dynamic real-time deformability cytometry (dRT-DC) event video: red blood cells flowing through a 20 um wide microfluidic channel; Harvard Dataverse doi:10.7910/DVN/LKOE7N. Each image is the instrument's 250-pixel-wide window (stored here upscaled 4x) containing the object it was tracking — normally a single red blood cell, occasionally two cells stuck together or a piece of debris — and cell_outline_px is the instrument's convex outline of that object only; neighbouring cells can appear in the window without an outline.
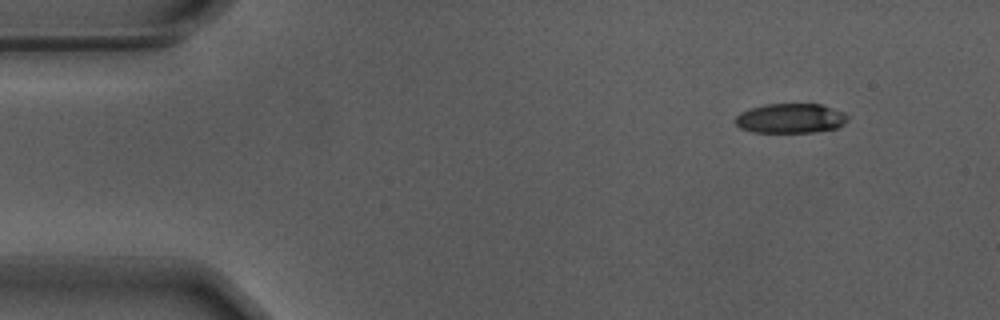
{"species": "Egyptian fruit bat (a non-hibernating species)", "species_latin": "Rousettus aegyptiacus", "temperature_condition": "warm", "stored_images_in_passage": 51, "camera_frame_rate_fps": 3000, "um_per_image_px": 0.085, "animal": {"sex": "male"}, "frame": {"image": 1, "passage_image": 1, "time_ms": 0.0, "image_size_px": [1000, 320], "cell_outline_px": [[848, 120], [844, 124], [836, 128], [812, 132], [752, 132], [740, 128], [736, 124], [736, 116], [740, 112], [764, 104], [820, 104], [844, 112], [848, 116]], "centroid_in_image_um": [67.2, 10.06], "position_along_channel_um": 17.8, "area_um2": 19.36}}
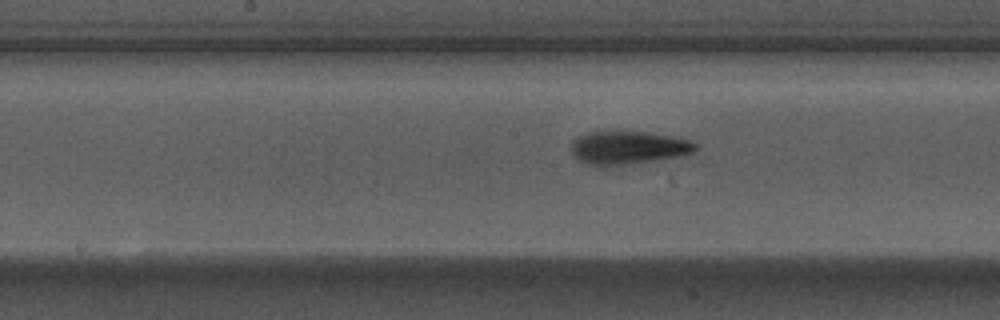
{"frame": {"image": 2, "passage_image": 23, "time_ms": 7.333, "image_size_px": [1000, 320], "cell_outline_px": [[696, 148], [692, 152], [676, 156], [652, 160], [624, 164], [588, 164], [580, 160], [572, 152], [572, 140], [580, 136], [592, 132], [644, 132], [672, 136], [688, 140], [696, 144]], "centroid_in_image_um": [53.39, 12.53], "position_along_channel_um": 194.8, "area_um2": 22.89}}
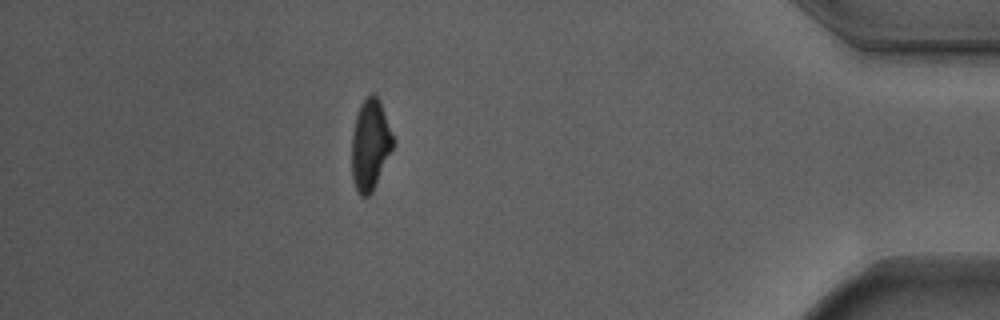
{"frame": {"image": 3, "passage_image": 44, "time_ms": 14.333, "image_size_px": [1000, 320], "cell_outline_px": [[392, 148], [372, 192], [368, 196], [360, 196], [356, 188], [352, 176], [352, 136], [356, 116], [360, 104], [372, 92], [380, 100], [392, 136]], "centroid_in_image_um": [31.44, 12.3], "position_along_channel_um": 403.8, "area_um2": 21.21}, "authors_computed_cell_mechanics": {"area_um2": 21.9062, "velocity_mm_per_s": 3.7033, "shape_relaxation_time_tau1_ms": 2.91, "shape_relaxation_time_tau2_ms": 2.8188, "deformation_change_tau1": 0.1752, "deformation_change_tau2": 0.1224}}